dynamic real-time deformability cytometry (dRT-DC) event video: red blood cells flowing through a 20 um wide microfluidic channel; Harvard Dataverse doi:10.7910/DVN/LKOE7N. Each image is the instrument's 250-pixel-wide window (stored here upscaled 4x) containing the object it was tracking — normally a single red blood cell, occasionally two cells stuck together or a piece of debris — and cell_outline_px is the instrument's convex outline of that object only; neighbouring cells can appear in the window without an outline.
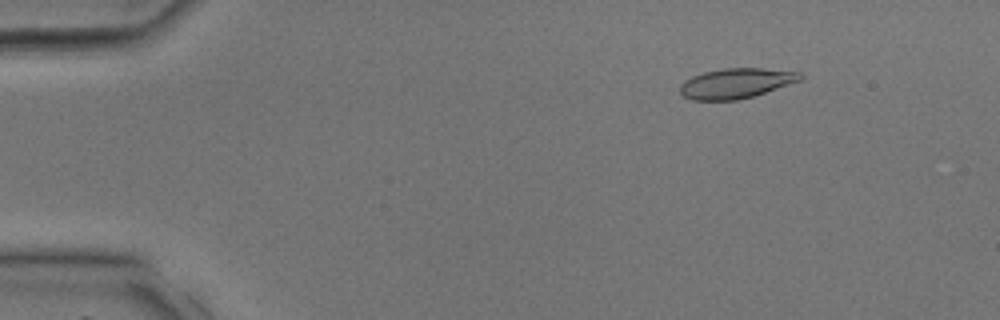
{"species": "common noctule bat (a hibernating species)", "species_latin": "Nyctalus noctula", "temperature_condition": "room temperature", "stored_images_in_passage": 23, "camera_frame_rate_fps": 3000, "um_per_image_px": 0.085, "animal": {"sex": "male", "body_mass_g": 17.9, "forearm_length_mm": 54.2}, "frame": {"image": 1, "passage_image": 6, "time_ms": 1.667, "image_size_px": [1000, 320], "cell_outline_px": [[804, 76], [800, 80], [752, 96], [736, 100], [692, 100], [684, 96], [680, 92], [680, 84], [684, 80], [692, 76], [704, 72], [724, 68], [764, 68], [800, 72]], "centroid_in_image_um": [62.53, 7.07], "position_along_channel_um": 22.5, "area_um2": 20.87}}